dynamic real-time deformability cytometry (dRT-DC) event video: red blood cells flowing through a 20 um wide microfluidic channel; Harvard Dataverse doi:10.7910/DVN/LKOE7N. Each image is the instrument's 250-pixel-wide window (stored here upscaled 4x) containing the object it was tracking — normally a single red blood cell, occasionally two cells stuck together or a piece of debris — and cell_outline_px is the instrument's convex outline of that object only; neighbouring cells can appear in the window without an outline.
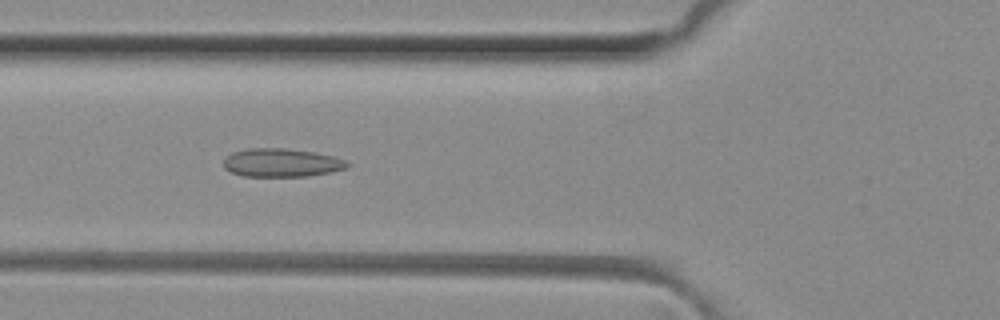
{"species": "common noctule bat (a hibernating species)", "species_latin": "Nyctalus noctula", "temperature_condition": "room temperature", "stored_images_in_passage": 50, "camera_frame_rate_fps": 3000, "um_per_image_px": 0.085, "animal": {"sex": "female", "body_mass_g": 29.2, "forearm_length_mm": 56.3}, "frame": {"image": 1, "passage_image": 18, "time_ms": 5.667, "image_size_px": [1000, 320], "cell_outline_px": [[352, 164], [344, 168], [332, 172], [308, 176], [244, 176], [232, 172], [224, 168], [224, 160], [232, 152], [248, 148], [284, 148], [312, 152], [332, 156], [344, 160]], "centroid_in_image_um": [23.92, 13.83], "position_along_channel_um": 101.9, "area_um2": 20.29}}
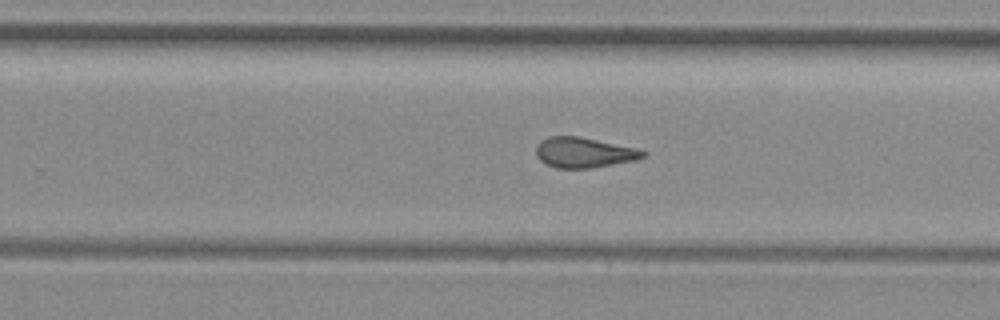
{"frame": {"image": 2, "passage_image": 31, "time_ms": 10.0, "image_size_px": [1000, 320], "cell_outline_px": [[648, 152], [644, 156], [636, 160], [592, 168], [556, 168], [540, 160], [536, 156], [536, 144], [540, 140], [548, 136], [580, 136], [636, 148]], "centroid_in_image_um": [49.61, 12.95], "position_along_channel_um": 280.2, "area_um2": 18.96}}
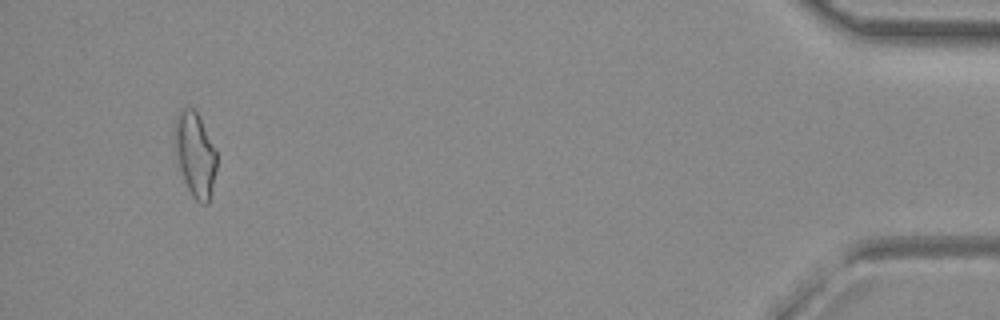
{"frame": {"image": 3, "passage_image": 47, "time_ms": 15.333, "image_size_px": [1000, 320], "cell_outline_px": [[216, 172], [208, 204], [200, 204], [192, 196], [184, 180], [180, 168], [176, 136], [176, 120], [180, 108], [192, 108], [196, 112], [216, 152]], "centroid_in_image_um": [16.62, 13.19], "position_along_channel_um": 418.6, "area_um2": 19.59}, "authors_computed_cell_mechanics": {"area_um2": 19.4786, "velocity_mm_per_s": 4.1168, "shape_relaxation_time_tau1_ms": null, "shape_relaxation_time_tau2_ms": 1.6268, "deformation_change_tau1": null, "deformation_change_tau2": 0.1031}}